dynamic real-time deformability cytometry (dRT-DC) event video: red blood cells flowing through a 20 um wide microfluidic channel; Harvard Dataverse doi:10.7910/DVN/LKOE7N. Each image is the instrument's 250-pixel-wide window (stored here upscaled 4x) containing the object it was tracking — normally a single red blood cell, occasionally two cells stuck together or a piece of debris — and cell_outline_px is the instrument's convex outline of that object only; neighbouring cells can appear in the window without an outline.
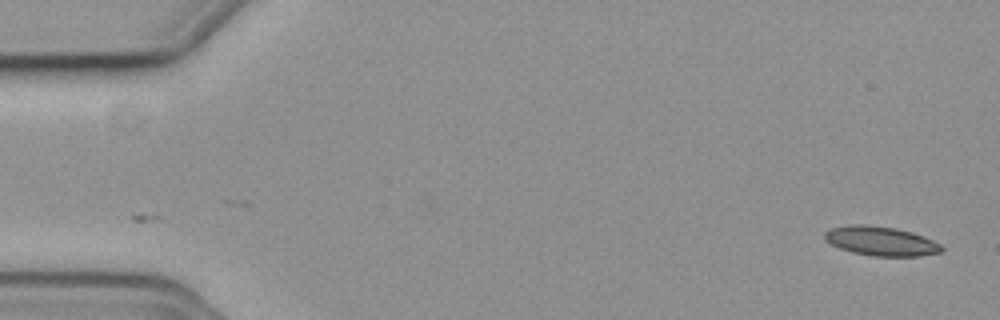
{"species": "common noctule bat (a hibernating species)", "species_latin": "Nyctalus noctula", "temperature_condition": "cold", "stored_images_in_passage": 11, "camera_frame_rate_fps": 3000, "um_per_image_px": 0.085, "animal": {"sex": "female", "body_mass_g": 19.3, "forearm_length_mm": 54.1}, "frame": {"image": 1, "passage_image": 1, "time_ms": 0.0, "image_size_px": [1000, 320], "cell_outline_px": [[944, 248], [940, 252], [920, 256], [872, 256], [852, 252], [840, 248], [824, 240], [824, 232], [832, 228], [852, 224], [864, 224], [896, 228], [912, 232], [924, 236], [940, 244]], "centroid_in_image_um": [74.87, 20.49], "position_along_channel_um": 10.1, "area_um2": 19.94}}